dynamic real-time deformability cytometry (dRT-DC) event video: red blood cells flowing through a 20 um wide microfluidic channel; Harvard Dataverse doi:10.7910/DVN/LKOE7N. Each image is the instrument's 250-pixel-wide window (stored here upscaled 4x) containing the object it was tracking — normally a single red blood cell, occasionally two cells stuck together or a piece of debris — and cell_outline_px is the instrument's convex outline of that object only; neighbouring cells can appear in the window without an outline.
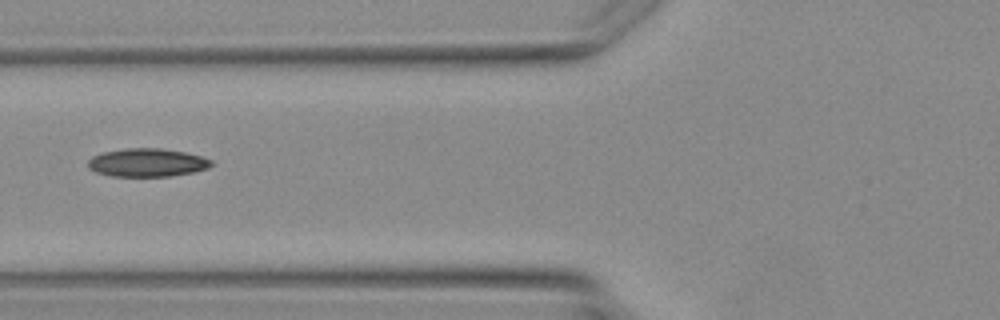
{"species": "Egyptian fruit bat (a non-hibernating species)", "species_latin": "Rousettus aegyptiacus", "temperature_condition": "warm", "stored_images_in_passage": 6, "camera_frame_rate_fps": 3000, "um_per_image_px": 0.085, "animal": {"sex": "female"}, "frame": {"image": 1, "passage_image": 6, "time_ms": 6.0, "image_size_px": [1000, 320], "cell_outline_px": [[212, 164], [208, 168], [192, 172], [172, 176], [112, 176], [96, 172], [88, 168], [88, 160], [92, 156], [104, 152], [128, 148], [160, 148], [184, 152], [200, 156], [212, 160]], "centroid_in_image_um": [12.49, 13.82], "position_along_channel_um": 113.3, "area_um2": 20.17}}